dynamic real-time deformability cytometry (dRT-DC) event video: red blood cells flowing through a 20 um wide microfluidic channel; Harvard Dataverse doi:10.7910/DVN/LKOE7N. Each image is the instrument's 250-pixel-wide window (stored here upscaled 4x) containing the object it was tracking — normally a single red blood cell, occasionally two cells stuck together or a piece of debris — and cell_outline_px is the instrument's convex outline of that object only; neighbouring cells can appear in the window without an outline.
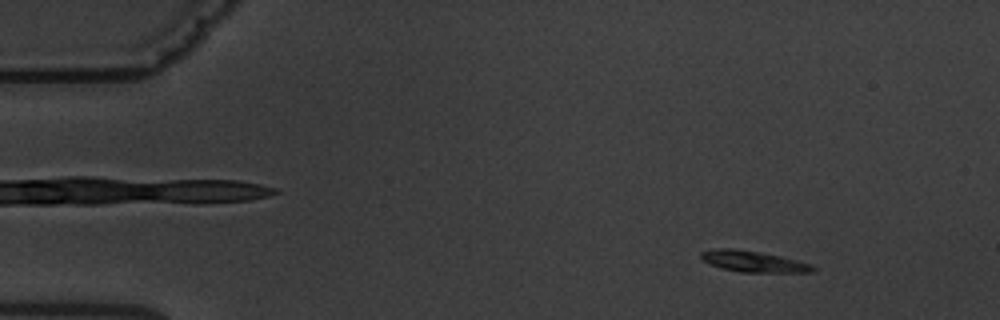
{"species": "common noctule bat (a hibernating species)", "species_latin": "Nyctalus noctula", "temperature_condition": "warm", "stored_images_in_passage": 4, "camera_frame_rate_fps": 3000, "um_per_image_px": 0.085, "animal": {"sex": "male", "body_mass_g": 19.5, "forearm_length_mm": 54.6}, "frame": {"image": 1, "passage_image": 1, "time_ms": 0.0, "image_size_px": [1000, 320], "cell_outline_px": [[816, 268], [812, 272], [740, 272], [720, 268], [708, 264], [700, 260], [700, 252], [720, 248], [732, 248], [760, 252], [780, 256], [812, 264]], "centroid_in_image_um": [63.98, 22.23], "position_along_channel_um": 21.0, "area_um2": 13.81}}
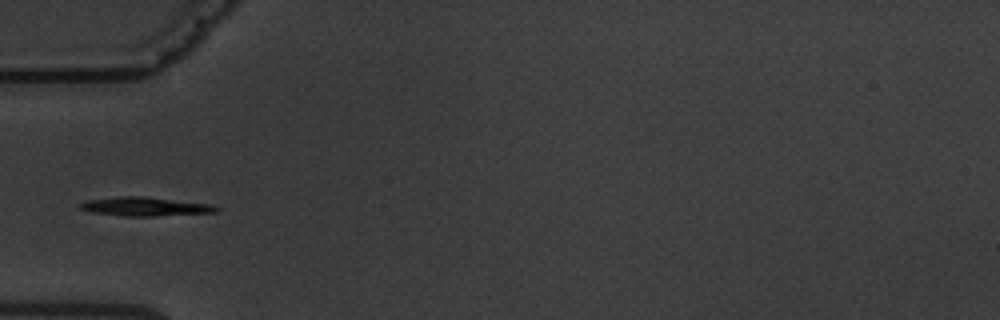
{"frame": {"image": 2, "passage_image": 4, "time_ms": 4.0, "image_size_px": [1000, 320], "cell_outline_px": [[220, 212], [152, 216], [124, 216], [92, 212], [80, 208], [80, 204], [88, 200], [120, 196], [140, 196], [212, 204], [220, 208]], "centroid_in_image_um": [12.4, 17.56], "position_along_channel_um": 72.6, "area_um2": 14.8}}